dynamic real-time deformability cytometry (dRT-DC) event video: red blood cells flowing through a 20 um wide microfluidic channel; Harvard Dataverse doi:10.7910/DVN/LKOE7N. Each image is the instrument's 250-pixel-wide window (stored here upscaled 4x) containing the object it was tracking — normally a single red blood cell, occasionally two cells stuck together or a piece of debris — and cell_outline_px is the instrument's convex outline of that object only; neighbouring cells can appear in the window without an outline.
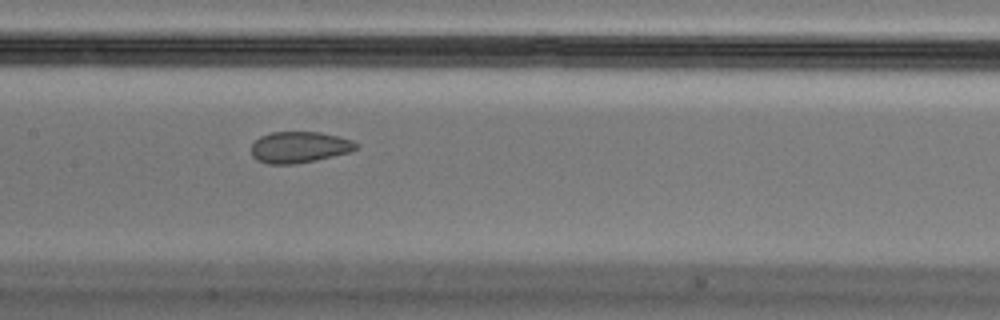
{"species": "Egyptian fruit bat (a non-hibernating species)", "species_latin": "Rousettus aegyptiacus", "temperature_condition": "cold", "stored_images_in_passage": 40, "camera_frame_rate_fps": 3000, "um_per_image_px": 0.085, "animal": {"sex": "male"}, "frame": {"image": 1, "passage_image": 18, "time_ms": 5.667, "image_size_px": [1000, 320], "cell_outline_px": [[360, 144], [356, 148], [348, 152], [316, 160], [292, 164], [268, 164], [256, 160], [252, 156], [252, 144], [260, 136], [272, 132], [320, 132], [352, 140]], "centroid_in_image_um": [25.42, 12.51], "position_along_channel_um": 182.0, "area_um2": 18.96}}